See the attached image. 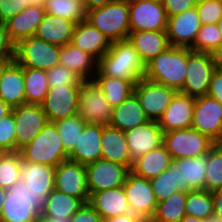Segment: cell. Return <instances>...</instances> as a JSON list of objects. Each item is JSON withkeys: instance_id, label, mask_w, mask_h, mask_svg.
Instances as JSON below:
<instances>
[{"instance_id": "62", "label": "cell", "mask_w": 222, "mask_h": 222, "mask_svg": "<svg viewBox=\"0 0 222 222\" xmlns=\"http://www.w3.org/2000/svg\"><path fill=\"white\" fill-rule=\"evenodd\" d=\"M6 194H7V190L0 187V213L2 211L3 204L5 202Z\"/></svg>"}, {"instance_id": "51", "label": "cell", "mask_w": 222, "mask_h": 222, "mask_svg": "<svg viewBox=\"0 0 222 222\" xmlns=\"http://www.w3.org/2000/svg\"><path fill=\"white\" fill-rule=\"evenodd\" d=\"M15 44L10 40L4 22H0V58H14Z\"/></svg>"}, {"instance_id": "1", "label": "cell", "mask_w": 222, "mask_h": 222, "mask_svg": "<svg viewBox=\"0 0 222 222\" xmlns=\"http://www.w3.org/2000/svg\"><path fill=\"white\" fill-rule=\"evenodd\" d=\"M146 65L129 39L114 41L107 53L97 61L95 76H109L132 80L144 77Z\"/></svg>"}, {"instance_id": "34", "label": "cell", "mask_w": 222, "mask_h": 222, "mask_svg": "<svg viewBox=\"0 0 222 222\" xmlns=\"http://www.w3.org/2000/svg\"><path fill=\"white\" fill-rule=\"evenodd\" d=\"M85 202L81 198L72 197L56 189L46 197L45 205L40 213L47 217H72Z\"/></svg>"}, {"instance_id": "41", "label": "cell", "mask_w": 222, "mask_h": 222, "mask_svg": "<svg viewBox=\"0 0 222 222\" xmlns=\"http://www.w3.org/2000/svg\"><path fill=\"white\" fill-rule=\"evenodd\" d=\"M22 156L19 151L2 153L0 156V187L6 190L21 180L20 164Z\"/></svg>"}, {"instance_id": "12", "label": "cell", "mask_w": 222, "mask_h": 222, "mask_svg": "<svg viewBox=\"0 0 222 222\" xmlns=\"http://www.w3.org/2000/svg\"><path fill=\"white\" fill-rule=\"evenodd\" d=\"M123 188L131 213L141 216L150 222L156 212L158 204L150 179L138 176L129 171Z\"/></svg>"}, {"instance_id": "58", "label": "cell", "mask_w": 222, "mask_h": 222, "mask_svg": "<svg viewBox=\"0 0 222 222\" xmlns=\"http://www.w3.org/2000/svg\"><path fill=\"white\" fill-rule=\"evenodd\" d=\"M11 107L0 98V121L11 113Z\"/></svg>"}, {"instance_id": "45", "label": "cell", "mask_w": 222, "mask_h": 222, "mask_svg": "<svg viewBox=\"0 0 222 222\" xmlns=\"http://www.w3.org/2000/svg\"><path fill=\"white\" fill-rule=\"evenodd\" d=\"M46 76L49 88L81 86L82 82L84 81L76 73L60 64L46 70Z\"/></svg>"}, {"instance_id": "24", "label": "cell", "mask_w": 222, "mask_h": 222, "mask_svg": "<svg viewBox=\"0 0 222 222\" xmlns=\"http://www.w3.org/2000/svg\"><path fill=\"white\" fill-rule=\"evenodd\" d=\"M179 190L205 189L206 156L174 159Z\"/></svg>"}, {"instance_id": "36", "label": "cell", "mask_w": 222, "mask_h": 222, "mask_svg": "<svg viewBox=\"0 0 222 222\" xmlns=\"http://www.w3.org/2000/svg\"><path fill=\"white\" fill-rule=\"evenodd\" d=\"M24 88L26 103L41 104L50 89L46 70L24 67Z\"/></svg>"}, {"instance_id": "40", "label": "cell", "mask_w": 222, "mask_h": 222, "mask_svg": "<svg viewBox=\"0 0 222 222\" xmlns=\"http://www.w3.org/2000/svg\"><path fill=\"white\" fill-rule=\"evenodd\" d=\"M205 190L222 189V143H215L206 155Z\"/></svg>"}, {"instance_id": "63", "label": "cell", "mask_w": 222, "mask_h": 222, "mask_svg": "<svg viewBox=\"0 0 222 222\" xmlns=\"http://www.w3.org/2000/svg\"><path fill=\"white\" fill-rule=\"evenodd\" d=\"M206 222H222V220L213 215V216L207 218Z\"/></svg>"}, {"instance_id": "38", "label": "cell", "mask_w": 222, "mask_h": 222, "mask_svg": "<svg viewBox=\"0 0 222 222\" xmlns=\"http://www.w3.org/2000/svg\"><path fill=\"white\" fill-rule=\"evenodd\" d=\"M46 13L79 23L86 20L84 0H46Z\"/></svg>"}, {"instance_id": "43", "label": "cell", "mask_w": 222, "mask_h": 222, "mask_svg": "<svg viewBox=\"0 0 222 222\" xmlns=\"http://www.w3.org/2000/svg\"><path fill=\"white\" fill-rule=\"evenodd\" d=\"M150 182L158 203L169 198L176 191H179V188L176 185V164L172 162L167 170L150 179Z\"/></svg>"}, {"instance_id": "4", "label": "cell", "mask_w": 222, "mask_h": 222, "mask_svg": "<svg viewBox=\"0 0 222 222\" xmlns=\"http://www.w3.org/2000/svg\"><path fill=\"white\" fill-rule=\"evenodd\" d=\"M24 161L56 167L68 160L59 132L53 123H48L41 132L19 150Z\"/></svg>"}, {"instance_id": "39", "label": "cell", "mask_w": 222, "mask_h": 222, "mask_svg": "<svg viewBox=\"0 0 222 222\" xmlns=\"http://www.w3.org/2000/svg\"><path fill=\"white\" fill-rule=\"evenodd\" d=\"M185 214L203 220L213 216V198L211 192L205 189L188 190Z\"/></svg>"}, {"instance_id": "3", "label": "cell", "mask_w": 222, "mask_h": 222, "mask_svg": "<svg viewBox=\"0 0 222 222\" xmlns=\"http://www.w3.org/2000/svg\"><path fill=\"white\" fill-rule=\"evenodd\" d=\"M86 21L96 27L109 41L128 39L130 18L128 0H114L87 11Z\"/></svg>"}, {"instance_id": "16", "label": "cell", "mask_w": 222, "mask_h": 222, "mask_svg": "<svg viewBox=\"0 0 222 222\" xmlns=\"http://www.w3.org/2000/svg\"><path fill=\"white\" fill-rule=\"evenodd\" d=\"M31 198L28 189L20 182L7 190L0 222H35L40 211Z\"/></svg>"}, {"instance_id": "19", "label": "cell", "mask_w": 222, "mask_h": 222, "mask_svg": "<svg viewBox=\"0 0 222 222\" xmlns=\"http://www.w3.org/2000/svg\"><path fill=\"white\" fill-rule=\"evenodd\" d=\"M201 26L196 7L168 17L166 34L169 45L191 48Z\"/></svg>"}, {"instance_id": "37", "label": "cell", "mask_w": 222, "mask_h": 222, "mask_svg": "<svg viewBox=\"0 0 222 222\" xmlns=\"http://www.w3.org/2000/svg\"><path fill=\"white\" fill-rule=\"evenodd\" d=\"M187 191L179 190L157 204L150 222H180L185 214Z\"/></svg>"}, {"instance_id": "11", "label": "cell", "mask_w": 222, "mask_h": 222, "mask_svg": "<svg viewBox=\"0 0 222 222\" xmlns=\"http://www.w3.org/2000/svg\"><path fill=\"white\" fill-rule=\"evenodd\" d=\"M15 119L16 152L30 143L49 123L41 104L25 103L13 107Z\"/></svg>"}, {"instance_id": "42", "label": "cell", "mask_w": 222, "mask_h": 222, "mask_svg": "<svg viewBox=\"0 0 222 222\" xmlns=\"http://www.w3.org/2000/svg\"><path fill=\"white\" fill-rule=\"evenodd\" d=\"M53 124L59 132L65 152L69 155L76 147L79 136L86 123L77 114L54 122Z\"/></svg>"}, {"instance_id": "21", "label": "cell", "mask_w": 222, "mask_h": 222, "mask_svg": "<svg viewBox=\"0 0 222 222\" xmlns=\"http://www.w3.org/2000/svg\"><path fill=\"white\" fill-rule=\"evenodd\" d=\"M195 98L180 91L174 95L171 103L158 120L163 133L172 130L191 128Z\"/></svg>"}, {"instance_id": "8", "label": "cell", "mask_w": 222, "mask_h": 222, "mask_svg": "<svg viewBox=\"0 0 222 222\" xmlns=\"http://www.w3.org/2000/svg\"><path fill=\"white\" fill-rule=\"evenodd\" d=\"M20 170V183L28 189L34 206L41 211L46 197L55 189V167L22 159Z\"/></svg>"}, {"instance_id": "56", "label": "cell", "mask_w": 222, "mask_h": 222, "mask_svg": "<svg viewBox=\"0 0 222 222\" xmlns=\"http://www.w3.org/2000/svg\"><path fill=\"white\" fill-rule=\"evenodd\" d=\"M114 0H84V5L86 11H89L91 9L102 7Z\"/></svg>"}, {"instance_id": "49", "label": "cell", "mask_w": 222, "mask_h": 222, "mask_svg": "<svg viewBox=\"0 0 222 222\" xmlns=\"http://www.w3.org/2000/svg\"><path fill=\"white\" fill-rule=\"evenodd\" d=\"M198 0H164L165 11L168 17L180 14L186 10L196 7Z\"/></svg>"}, {"instance_id": "52", "label": "cell", "mask_w": 222, "mask_h": 222, "mask_svg": "<svg viewBox=\"0 0 222 222\" xmlns=\"http://www.w3.org/2000/svg\"><path fill=\"white\" fill-rule=\"evenodd\" d=\"M207 95L216 99L222 105V70H214Z\"/></svg>"}, {"instance_id": "25", "label": "cell", "mask_w": 222, "mask_h": 222, "mask_svg": "<svg viewBox=\"0 0 222 222\" xmlns=\"http://www.w3.org/2000/svg\"><path fill=\"white\" fill-rule=\"evenodd\" d=\"M0 98L11 108L26 103L24 67L15 60L11 61L1 74Z\"/></svg>"}, {"instance_id": "35", "label": "cell", "mask_w": 222, "mask_h": 222, "mask_svg": "<svg viewBox=\"0 0 222 222\" xmlns=\"http://www.w3.org/2000/svg\"><path fill=\"white\" fill-rule=\"evenodd\" d=\"M93 81L106 96L112 108L119 106L134 93L135 83L129 79L94 76Z\"/></svg>"}, {"instance_id": "28", "label": "cell", "mask_w": 222, "mask_h": 222, "mask_svg": "<svg viewBox=\"0 0 222 222\" xmlns=\"http://www.w3.org/2000/svg\"><path fill=\"white\" fill-rule=\"evenodd\" d=\"M76 23L46 13L37 28L35 37L58 46L70 44Z\"/></svg>"}, {"instance_id": "26", "label": "cell", "mask_w": 222, "mask_h": 222, "mask_svg": "<svg viewBox=\"0 0 222 222\" xmlns=\"http://www.w3.org/2000/svg\"><path fill=\"white\" fill-rule=\"evenodd\" d=\"M88 203L103 220L131 212L123 186L92 193Z\"/></svg>"}, {"instance_id": "29", "label": "cell", "mask_w": 222, "mask_h": 222, "mask_svg": "<svg viewBox=\"0 0 222 222\" xmlns=\"http://www.w3.org/2000/svg\"><path fill=\"white\" fill-rule=\"evenodd\" d=\"M101 145V159L123 164L131 169L133 162L123 131L110 125H104Z\"/></svg>"}, {"instance_id": "31", "label": "cell", "mask_w": 222, "mask_h": 222, "mask_svg": "<svg viewBox=\"0 0 222 222\" xmlns=\"http://www.w3.org/2000/svg\"><path fill=\"white\" fill-rule=\"evenodd\" d=\"M59 64L76 73L84 81L93 80L97 72V61L71 43L60 46Z\"/></svg>"}, {"instance_id": "54", "label": "cell", "mask_w": 222, "mask_h": 222, "mask_svg": "<svg viewBox=\"0 0 222 222\" xmlns=\"http://www.w3.org/2000/svg\"><path fill=\"white\" fill-rule=\"evenodd\" d=\"M213 198V215L222 220V189L211 192Z\"/></svg>"}, {"instance_id": "15", "label": "cell", "mask_w": 222, "mask_h": 222, "mask_svg": "<svg viewBox=\"0 0 222 222\" xmlns=\"http://www.w3.org/2000/svg\"><path fill=\"white\" fill-rule=\"evenodd\" d=\"M130 169L119 163L98 159L86 165L88 192H99L124 185Z\"/></svg>"}, {"instance_id": "57", "label": "cell", "mask_w": 222, "mask_h": 222, "mask_svg": "<svg viewBox=\"0 0 222 222\" xmlns=\"http://www.w3.org/2000/svg\"><path fill=\"white\" fill-rule=\"evenodd\" d=\"M71 217H64V219H61V217H47L43 214H39L35 222H70Z\"/></svg>"}, {"instance_id": "6", "label": "cell", "mask_w": 222, "mask_h": 222, "mask_svg": "<svg viewBox=\"0 0 222 222\" xmlns=\"http://www.w3.org/2000/svg\"><path fill=\"white\" fill-rule=\"evenodd\" d=\"M215 144L208 136L194 128L172 130L164 133L163 145L172 159L206 156Z\"/></svg>"}, {"instance_id": "46", "label": "cell", "mask_w": 222, "mask_h": 222, "mask_svg": "<svg viewBox=\"0 0 222 222\" xmlns=\"http://www.w3.org/2000/svg\"><path fill=\"white\" fill-rule=\"evenodd\" d=\"M201 25H214L222 17V2L220 0H198L196 5Z\"/></svg>"}, {"instance_id": "32", "label": "cell", "mask_w": 222, "mask_h": 222, "mask_svg": "<svg viewBox=\"0 0 222 222\" xmlns=\"http://www.w3.org/2000/svg\"><path fill=\"white\" fill-rule=\"evenodd\" d=\"M149 121L142 106L133 93L119 106L112 108V116L109 125L123 132L133 129Z\"/></svg>"}, {"instance_id": "61", "label": "cell", "mask_w": 222, "mask_h": 222, "mask_svg": "<svg viewBox=\"0 0 222 222\" xmlns=\"http://www.w3.org/2000/svg\"><path fill=\"white\" fill-rule=\"evenodd\" d=\"M180 222H206V219H199L197 217L185 215Z\"/></svg>"}, {"instance_id": "13", "label": "cell", "mask_w": 222, "mask_h": 222, "mask_svg": "<svg viewBox=\"0 0 222 222\" xmlns=\"http://www.w3.org/2000/svg\"><path fill=\"white\" fill-rule=\"evenodd\" d=\"M131 31H166L168 16L155 0H128Z\"/></svg>"}, {"instance_id": "30", "label": "cell", "mask_w": 222, "mask_h": 222, "mask_svg": "<svg viewBox=\"0 0 222 222\" xmlns=\"http://www.w3.org/2000/svg\"><path fill=\"white\" fill-rule=\"evenodd\" d=\"M128 39L145 65L170 46L166 31H130Z\"/></svg>"}, {"instance_id": "9", "label": "cell", "mask_w": 222, "mask_h": 222, "mask_svg": "<svg viewBox=\"0 0 222 222\" xmlns=\"http://www.w3.org/2000/svg\"><path fill=\"white\" fill-rule=\"evenodd\" d=\"M78 115L85 123L109 125L112 107L93 80L83 81L78 96Z\"/></svg>"}, {"instance_id": "20", "label": "cell", "mask_w": 222, "mask_h": 222, "mask_svg": "<svg viewBox=\"0 0 222 222\" xmlns=\"http://www.w3.org/2000/svg\"><path fill=\"white\" fill-rule=\"evenodd\" d=\"M129 147L131 161L163 144L162 129L158 121L149 120L133 129L124 132Z\"/></svg>"}, {"instance_id": "55", "label": "cell", "mask_w": 222, "mask_h": 222, "mask_svg": "<svg viewBox=\"0 0 222 222\" xmlns=\"http://www.w3.org/2000/svg\"><path fill=\"white\" fill-rule=\"evenodd\" d=\"M215 69L222 70V42L210 53Z\"/></svg>"}, {"instance_id": "10", "label": "cell", "mask_w": 222, "mask_h": 222, "mask_svg": "<svg viewBox=\"0 0 222 222\" xmlns=\"http://www.w3.org/2000/svg\"><path fill=\"white\" fill-rule=\"evenodd\" d=\"M176 90L143 77L135 83L134 94L149 120L158 121L171 103Z\"/></svg>"}, {"instance_id": "23", "label": "cell", "mask_w": 222, "mask_h": 222, "mask_svg": "<svg viewBox=\"0 0 222 222\" xmlns=\"http://www.w3.org/2000/svg\"><path fill=\"white\" fill-rule=\"evenodd\" d=\"M71 44L91 55L96 61L111 47L109 39L86 20L76 23Z\"/></svg>"}, {"instance_id": "60", "label": "cell", "mask_w": 222, "mask_h": 222, "mask_svg": "<svg viewBox=\"0 0 222 222\" xmlns=\"http://www.w3.org/2000/svg\"><path fill=\"white\" fill-rule=\"evenodd\" d=\"M13 60L14 58H0V77L5 67Z\"/></svg>"}, {"instance_id": "48", "label": "cell", "mask_w": 222, "mask_h": 222, "mask_svg": "<svg viewBox=\"0 0 222 222\" xmlns=\"http://www.w3.org/2000/svg\"><path fill=\"white\" fill-rule=\"evenodd\" d=\"M26 7V0H0V22H6Z\"/></svg>"}, {"instance_id": "50", "label": "cell", "mask_w": 222, "mask_h": 222, "mask_svg": "<svg viewBox=\"0 0 222 222\" xmlns=\"http://www.w3.org/2000/svg\"><path fill=\"white\" fill-rule=\"evenodd\" d=\"M70 222H103V219L87 202L70 218Z\"/></svg>"}, {"instance_id": "7", "label": "cell", "mask_w": 222, "mask_h": 222, "mask_svg": "<svg viewBox=\"0 0 222 222\" xmlns=\"http://www.w3.org/2000/svg\"><path fill=\"white\" fill-rule=\"evenodd\" d=\"M186 77L180 92L197 98L208 94L211 76L215 70L210 53L187 48Z\"/></svg>"}, {"instance_id": "17", "label": "cell", "mask_w": 222, "mask_h": 222, "mask_svg": "<svg viewBox=\"0 0 222 222\" xmlns=\"http://www.w3.org/2000/svg\"><path fill=\"white\" fill-rule=\"evenodd\" d=\"M81 86L50 88L41 106L49 123L78 114V96Z\"/></svg>"}, {"instance_id": "53", "label": "cell", "mask_w": 222, "mask_h": 222, "mask_svg": "<svg viewBox=\"0 0 222 222\" xmlns=\"http://www.w3.org/2000/svg\"><path fill=\"white\" fill-rule=\"evenodd\" d=\"M103 222H148L141 216L135 215L133 213L121 214L108 219H104Z\"/></svg>"}, {"instance_id": "22", "label": "cell", "mask_w": 222, "mask_h": 222, "mask_svg": "<svg viewBox=\"0 0 222 222\" xmlns=\"http://www.w3.org/2000/svg\"><path fill=\"white\" fill-rule=\"evenodd\" d=\"M103 127L102 124L86 123L68 160L87 165L101 159Z\"/></svg>"}, {"instance_id": "33", "label": "cell", "mask_w": 222, "mask_h": 222, "mask_svg": "<svg viewBox=\"0 0 222 222\" xmlns=\"http://www.w3.org/2000/svg\"><path fill=\"white\" fill-rule=\"evenodd\" d=\"M172 162L170 153L162 144L133 161L130 171L146 179H152L167 170Z\"/></svg>"}, {"instance_id": "18", "label": "cell", "mask_w": 222, "mask_h": 222, "mask_svg": "<svg viewBox=\"0 0 222 222\" xmlns=\"http://www.w3.org/2000/svg\"><path fill=\"white\" fill-rule=\"evenodd\" d=\"M55 189L85 203L90 194L87 188L86 165L66 160L55 167Z\"/></svg>"}, {"instance_id": "27", "label": "cell", "mask_w": 222, "mask_h": 222, "mask_svg": "<svg viewBox=\"0 0 222 222\" xmlns=\"http://www.w3.org/2000/svg\"><path fill=\"white\" fill-rule=\"evenodd\" d=\"M46 14L44 8L28 6L5 23L10 40L16 45L20 40L34 36Z\"/></svg>"}, {"instance_id": "44", "label": "cell", "mask_w": 222, "mask_h": 222, "mask_svg": "<svg viewBox=\"0 0 222 222\" xmlns=\"http://www.w3.org/2000/svg\"><path fill=\"white\" fill-rule=\"evenodd\" d=\"M222 42V36L217 24L202 25L198 31L197 38L190 48L197 52L211 53Z\"/></svg>"}, {"instance_id": "2", "label": "cell", "mask_w": 222, "mask_h": 222, "mask_svg": "<svg viewBox=\"0 0 222 222\" xmlns=\"http://www.w3.org/2000/svg\"><path fill=\"white\" fill-rule=\"evenodd\" d=\"M187 48L169 46L146 64L144 77L181 91L186 77Z\"/></svg>"}, {"instance_id": "14", "label": "cell", "mask_w": 222, "mask_h": 222, "mask_svg": "<svg viewBox=\"0 0 222 222\" xmlns=\"http://www.w3.org/2000/svg\"><path fill=\"white\" fill-rule=\"evenodd\" d=\"M191 127L222 143V105L209 95L195 98Z\"/></svg>"}, {"instance_id": "47", "label": "cell", "mask_w": 222, "mask_h": 222, "mask_svg": "<svg viewBox=\"0 0 222 222\" xmlns=\"http://www.w3.org/2000/svg\"><path fill=\"white\" fill-rule=\"evenodd\" d=\"M15 126L12 113L0 121V151L2 153L16 152Z\"/></svg>"}, {"instance_id": "5", "label": "cell", "mask_w": 222, "mask_h": 222, "mask_svg": "<svg viewBox=\"0 0 222 222\" xmlns=\"http://www.w3.org/2000/svg\"><path fill=\"white\" fill-rule=\"evenodd\" d=\"M60 46L31 36L15 45L14 60L22 67L49 70L59 65Z\"/></svg>"}, {"instance_id": "59", "label": "cell", "mask_w": 222, "mask_h": 222, "mask_svg": "<svg viewBox=\"0 0 222 222\" xmlns=\"http://www.w3.org/2000/svg\"><path fill=\"white\" fill-rule=\"evenodd\" d=\"M46 0H26V6L44 8Z\"/></svg>"}, {"instance_id": "64", "label": "cell", "mask_w": 222, "mask_h": 222, "mask_svg": "<svg viewBox=\"0 0 222 222\" xmlns=\"http://www.w3.org/2000/svg\"><path fill=\"white\" fill-rule=\"evenodd\" d=\"M218 27H219V30H220V34H221V36H222V17H221V19L218 21Z\"/></svg>"}]
</instances>
